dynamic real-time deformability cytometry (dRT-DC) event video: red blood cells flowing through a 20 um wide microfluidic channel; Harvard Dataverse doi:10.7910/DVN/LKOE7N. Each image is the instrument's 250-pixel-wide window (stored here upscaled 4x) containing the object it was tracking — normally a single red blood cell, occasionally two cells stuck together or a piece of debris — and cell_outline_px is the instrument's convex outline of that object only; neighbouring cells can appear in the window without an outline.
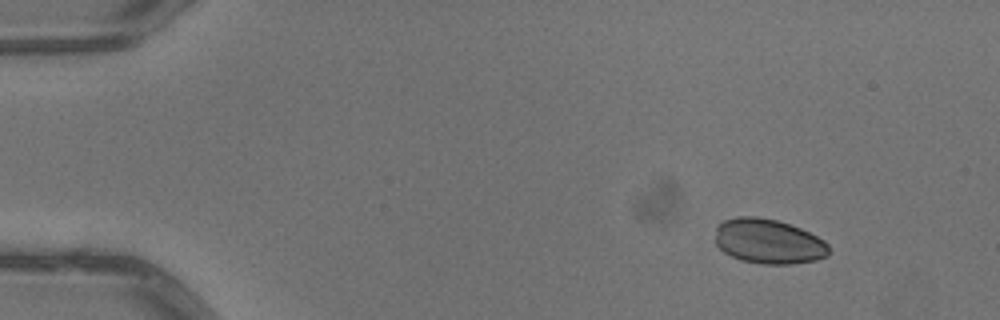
{"species": "common noctule bat (a hibernating species)", "species_latin": "Nyctalus noctula", "temperature_condition": "warm", "stored_images_in_passage": 4, "camera_frame_rate_fps": 3000, "um_per_image_px": 0.085, "animal": {"sex": "male", "body_mass_g": 13.3}, "frame": {"image": 1, "passage_image": 1, "time_ms": 0.0, "image_size_px": [1000, 320], "cell_outline_px": [[828, 256], [816, 260], [788, 264], [764, 264], [740, 260], [724, 252], [716, 244], [716, 228], [724, 220], [736, 216], [756, 216], [776, 220], [800, 228], [824, 240], [828, 244]], "centroid_in_image_um": [65.31, 20.52], "position_along_channel_um": 19.7, "area_um2": 29.54}}
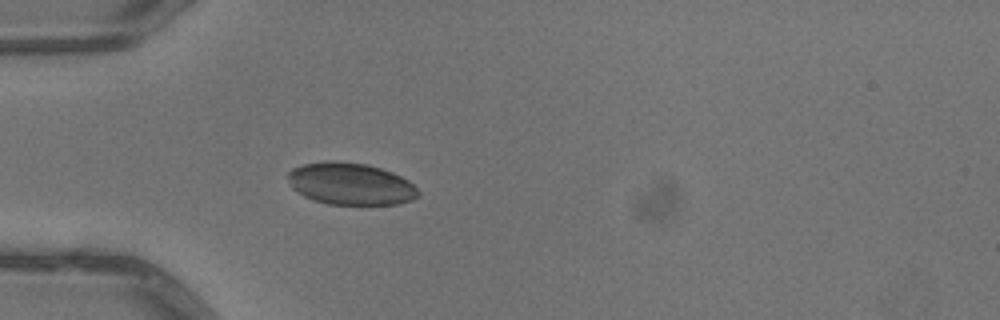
{"frame": {"image": 2, "passage_image": 4, "time_ms": 1.0, "image_size_px": [1000, 320], "cell_outline_px": [[420, 196], [412, 200], [396, 204], [328, 204], [304, 196], [292, 188], [288, 180], [288, 172], [292, 168], [304, 164], [324, 160], [332, 160], [364, 164], [380, 168], [392, 172], [408, 180], [420, 192]], "centroid_in_image_um": [29.79, 15.62], "position_along_channel_um": 55.2, "area_um2": 31.85}}